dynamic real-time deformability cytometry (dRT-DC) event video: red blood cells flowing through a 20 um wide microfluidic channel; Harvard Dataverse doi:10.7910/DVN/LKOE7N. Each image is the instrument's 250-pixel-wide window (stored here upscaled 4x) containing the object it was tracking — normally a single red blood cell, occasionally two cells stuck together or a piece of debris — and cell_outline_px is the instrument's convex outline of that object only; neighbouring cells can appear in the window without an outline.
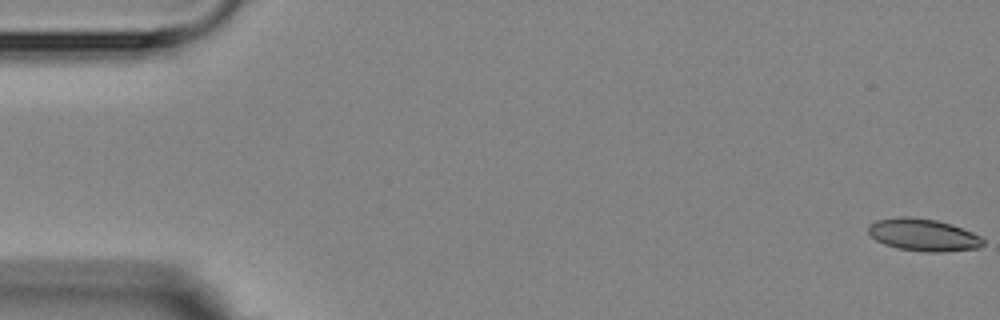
{"species": "Egyptian fruit bat (a non-hibernating species)", "species_latin": "Rousettus aegyptiacus", "temperature_condition": "room temperature", "stored_images_in_passage": 6, "camera_frame_rate_fps": 3000, "um_per_image_px": 0.085, "animal": {"sex": "female"}, "frame": {"image": 1, "passage_image": 1, "time_ms": 0.0, "image_size_px": [1000, 320], "cell_outline_px": [[984, 244], [976, 248], [944, 252], [928, 252], [900, 248], [884, 244], [876, 240], [868, 232], [868, 224], [876, 220], [900, 216], [908, 216], [936, 220], [952, 224], [972, 232], [980, 236], [984, 240]], "centroid_in_image_um": [78.47, 19.95], "position_along_channel_um": 6.5, "area_um2": 21.56}}
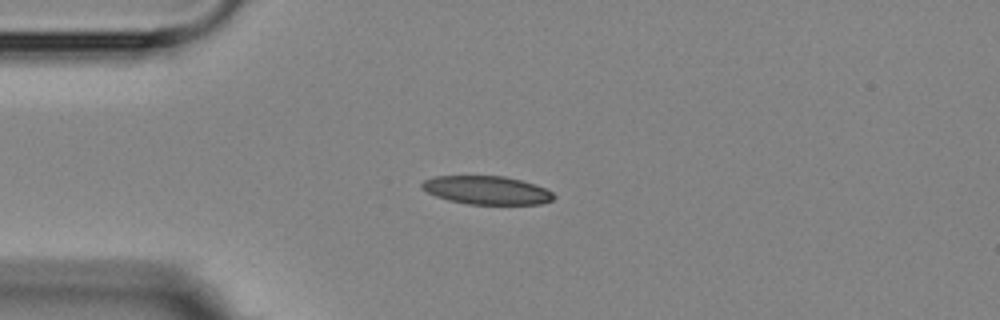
{"frame": {"image": 2, "passage_image": 4, "time_ms": 4.333, "image_size_px": [1000, 320], "cell_outline_px": [[556, 196], [552, 200], [540, 204], [468, 204], [448, 200], [436, 196], [420, 188], [420, 184], [424, 180], [436, 176], [504, 176], [536, 184], [552, 192]], "centroid_in_image_um": [41.37, 16.16], "position_along_channel_um": 43.6, "area_um2": 21.79}}
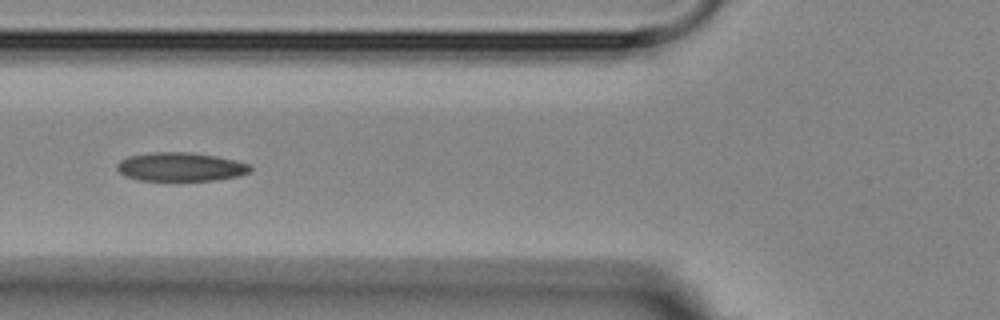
{"frame": {"image": 3, "passage_image": 6, "time_ms": 6.667, "image_size_px": [1000, 320], "cell_outline_px": [[252, 168], [248, 172], [240, 176], [216, 180], [140, 180], [124, 176], [116, 168], [116, 164], [120, 160], [128, 156], [152, 152], [192, 152], [216, 156], [248, 164]], "centroid_in_image_um": [15.31, 14.18], "position_along_channel_um": 110.5, "area_um2": 22.25}}